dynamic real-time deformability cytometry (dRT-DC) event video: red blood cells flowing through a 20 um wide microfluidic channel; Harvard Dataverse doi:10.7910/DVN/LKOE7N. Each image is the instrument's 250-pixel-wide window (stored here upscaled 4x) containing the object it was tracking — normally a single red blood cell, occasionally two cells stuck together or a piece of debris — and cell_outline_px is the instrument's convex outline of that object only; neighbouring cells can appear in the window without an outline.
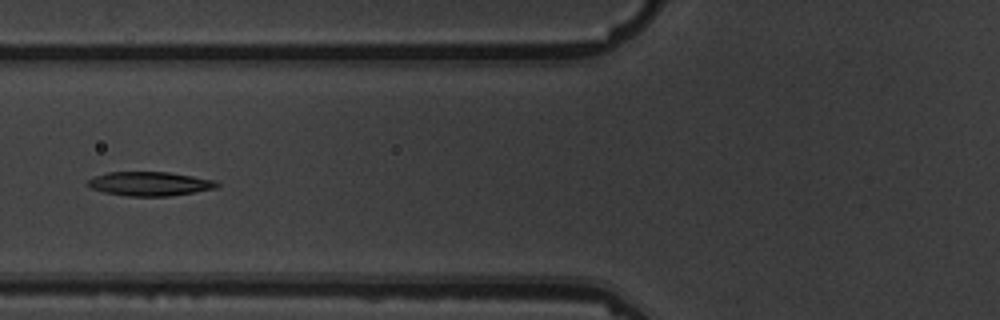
{"species": "common noctule bat (a hibernating species)", "species_latin": "Nyctalus noctula", "temperature_condition": "warm", "stored_images_in_passage": 7, "camera_frame_rate_fps": 3000, "um_per_image_px": 0.085, "animal": {"sex": "male", "body_mass_g": 19.5, "forearm_length_mm": 54.6}, "frame": {"image": 1, "passage_image": 7, "time_ms": 6.667, "image_size_px": [1000, 320], "cell_outline_px": [[220, 184], [216, 188], [168, 196], [128, 196], [104, 192], [92, 188], [84, 184], [88, 180], [96, 176], [108, 172], [168, 172], [216, 180]], "centroid_in_image_um": [12.72, 15.61], "position_along_channel_um": 113.1, "area_um2": 17.98}}